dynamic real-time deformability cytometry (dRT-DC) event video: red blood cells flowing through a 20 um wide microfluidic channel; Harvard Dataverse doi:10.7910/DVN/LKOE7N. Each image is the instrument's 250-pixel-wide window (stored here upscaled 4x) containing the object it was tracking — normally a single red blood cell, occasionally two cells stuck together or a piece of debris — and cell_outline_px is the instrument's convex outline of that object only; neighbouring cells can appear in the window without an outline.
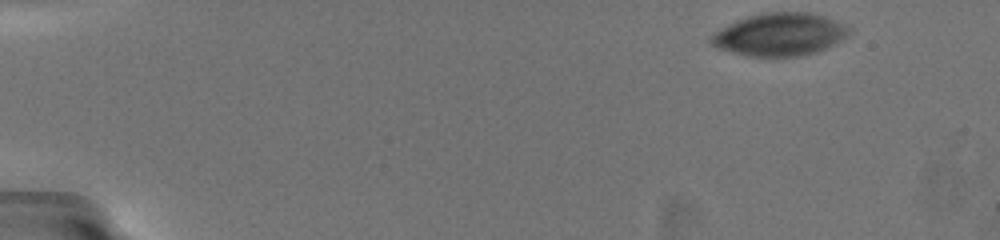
{"species": "common noctule bat (a hibernating species)", "species_latin": "Nyctalus noctula", "temperature_condition": "warm", "stored_images_in_passage": 16, "camera_frame_rate_fps": 3000, "um_per_image_px": 0.085, "animal": {"sex": "female", "body_mass_g": 19.5, "forearm_length_mm": 54.1}, "frame": {"image": 1, "passage_image": 1, "time_ms": 0.0, "image_size_px": [1000, 240], "cell_outline_px": [[848, 36], [816, 52], [800, 56], [748, 56], [716, 48], [708, 40], [716, 32], [748, 16], [768, 12], [812, 12], [824, 16], [848, 28]], "centroid_in_image_um": [66.26, 2.94], "position_along_channel_um": 18.7, "area_um2": 33.52}}